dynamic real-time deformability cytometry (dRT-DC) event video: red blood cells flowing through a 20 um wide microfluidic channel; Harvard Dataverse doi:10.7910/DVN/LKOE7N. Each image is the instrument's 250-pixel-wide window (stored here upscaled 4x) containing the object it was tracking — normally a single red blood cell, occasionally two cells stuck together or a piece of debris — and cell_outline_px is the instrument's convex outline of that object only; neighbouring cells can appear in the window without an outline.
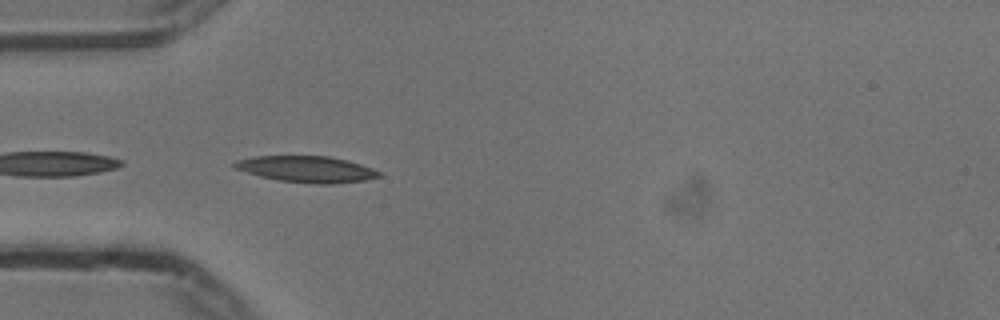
{"species": "common noctule bat (a hibernating species)", "species_latin": "Nyctalus noctula", "temperature_condition": "cold", "stored_images_in_passage": 23, "camera_frame_rate_fps": 3000, "um_per_image_px": 0.085, "animal": {"sex": "male", "body_mass_g": 13.3}, "frame": {"image": 1, "passage_image": 1, "time_ms": 0.0, "image_size_px": [1000, 320], "cell_outline_px": [[384, 176], [364, 180], [336, 184], [312, 184], [280, 180], [260, 176], [236, 168], [232, 164], [236, 160], [256, 156], [328, 156], [360, 164], [372, 168], [380, 172]], "centroid_in_image_um": [26.1, 14.39], "position_along_channel_um": 58.9, "area_um2": 21.96}}
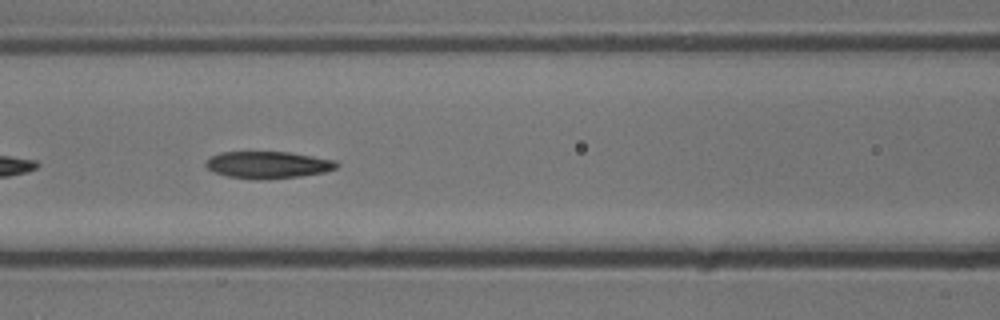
{"frame": {"image": 2, "passage_image": 8, "time_ms": 2.333, "image_size_px": [1000, 320], "cell_outline_px": [[340, 164], [336, 168], [324, 172], [300, 176], [268, 180], [256, 180], [228, 176], [216, 172], [208, 168], [204, 164], [212, 156], [220, 152], [288, 152], [336, 160]], "centroid_in_image_um": [22.81, 14.02], "position_along_channel_um": 143.8, "area_um2": 20.58}}
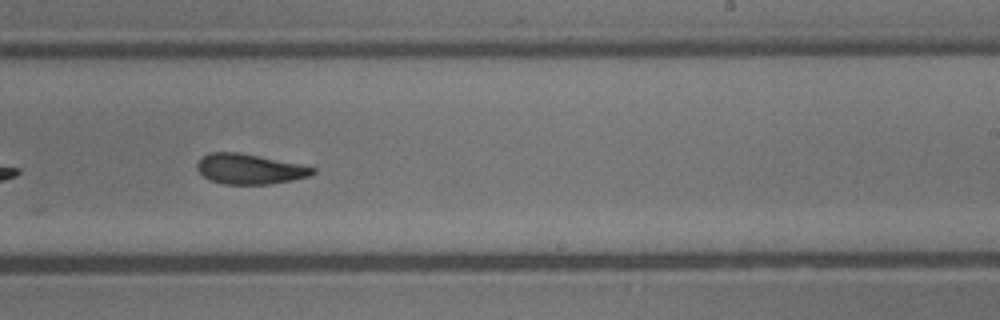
{"frame": {"image": 3, "passage_image": 18, "time_ms": 5.667, "image_size_px": [1000, 320], "cell_outline_px": [[316, 172], [308, 176], [292, 180], [268, 184], [224, 184], [208, 180], [196, 168], [196, 164], [204, 156], [212, 152], [240, 152], [300, 164], [316, 168]], "centroid_in_image_um": [21.21, 14.36], "position_along_channel_um": 267.8, "area_um2": 20.23}}